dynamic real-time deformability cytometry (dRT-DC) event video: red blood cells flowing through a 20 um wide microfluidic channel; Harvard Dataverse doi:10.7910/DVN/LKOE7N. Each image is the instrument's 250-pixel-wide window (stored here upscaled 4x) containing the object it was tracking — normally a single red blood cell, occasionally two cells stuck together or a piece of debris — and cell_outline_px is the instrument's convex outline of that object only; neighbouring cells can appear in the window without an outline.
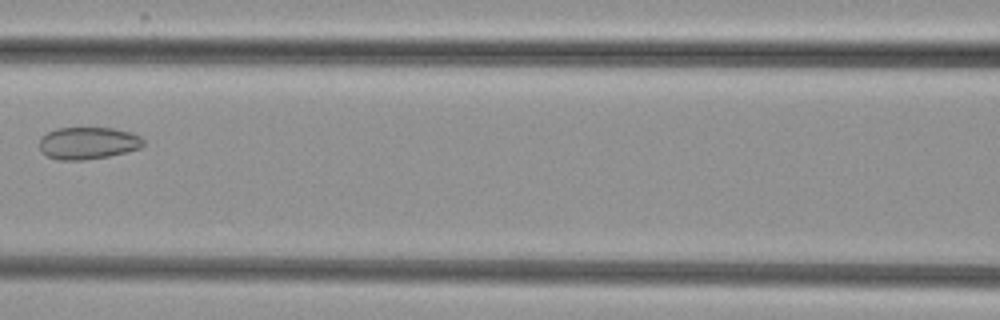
{"species": "common noctule bat (a hibernating species)", "species_latin": "Nyctalus noctula", "temperature_condition": "cold", "stored_images_in_passage": 7, "camera_frame_rate_fps": 3000, "um_per_image_px": 0.085, "animal": {"sex": "female", "body_mass_g": 29.2, "forearm_length_mm": 56.3}, "frame": {"image": 1, "passage_image": 6, "time_ms": 6.0, "image_size_px": [1000, 320], "cell_outline_px": [[144, 144], [140, 148], [128, 152], [108, 156], [84, 160], [56, 160], [40, 152], [40, 136], [56, 128], [112, 128], [132, 132], [140, 136], [144, 140]], "centroid_in_image_um": [7.48, 12.16], "position_along_channel_um": 159.1, "area_um2": 19.71}}
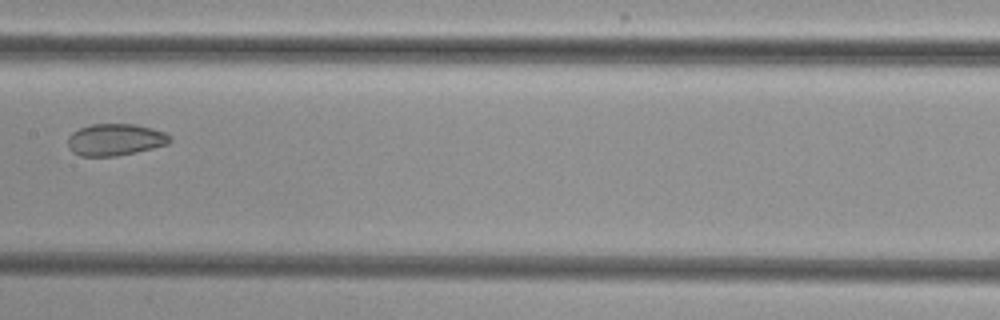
{"frame": {"image": 2, "passage_image": 7, "time_ms": 7.0, "image_size_px": [1000, 320], "cell_outline_px": [[172, 140], [168, 144], [136, 152], [116, 156], [80, 156], [72, 152], [68, 148], [68, 136], [72, 132], [88, 124], [136, 124], [152, 128], [164, 132], [172, 136]], "centroid_in_image_um": [9.79, 11.87], "position_along_channel_um": 197.6, "area_um2": 19.13}}